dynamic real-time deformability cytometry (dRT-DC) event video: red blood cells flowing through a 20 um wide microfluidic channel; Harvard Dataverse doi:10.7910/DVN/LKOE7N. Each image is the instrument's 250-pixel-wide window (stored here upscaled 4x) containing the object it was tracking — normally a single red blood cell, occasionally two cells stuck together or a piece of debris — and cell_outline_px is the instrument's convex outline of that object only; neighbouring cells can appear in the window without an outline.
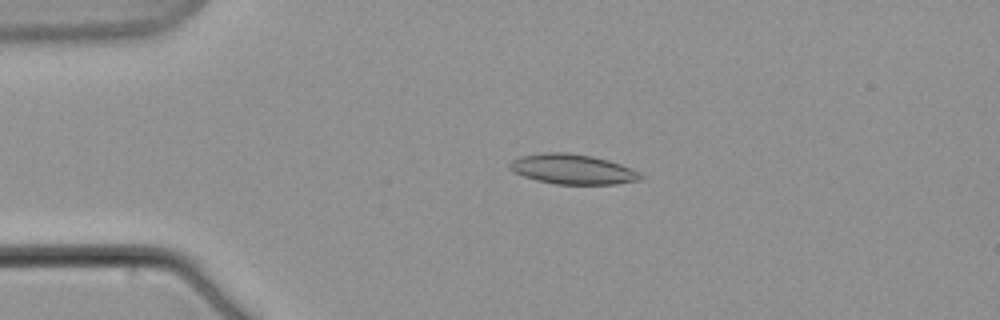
{"species": "common noctule bat (a hibernating species)", "species_latin": "Nyctalus noctula", "temperature_condition": "warm", "stored_images_in_passage": 10, "camera_frame_rate_fps": 3000, "um_per_image_px": 0.085, "animal": {"sex": "male", "body_mass_g": 21.5, "forearm_length_mm": 52.0}, "frame": {"image": 1, "passage_image": 4, "time_ms": 3.667, "image_size_px": [1000, 320], "cell_outline_px": [[644, 176], [640, 180], [616, 184], [556, 184], [536, 180], [524, 176], [508, 168], [508, 164], [512, 160], [520, 156], [544, 152], [568, 152], [592, 156], [608, 160], [632, 168], [640, 172]], "centroid_in_image_um": [48.68, 14.38], "position_along_channel_um": 36.3, "area_um2": 22.95}}
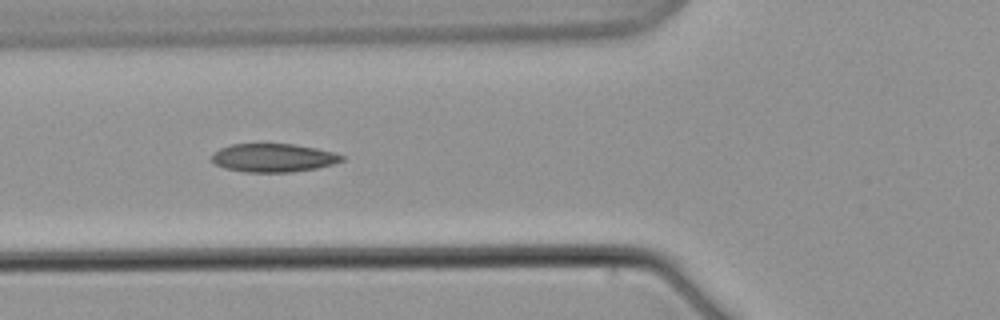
{"frame": {"image": 2, "passage_image": 7, "time_ms": 7.333, "image_size_px": [1000, 320], "cell_outline_px": [[344, 160], [332, 164], [316, 168], [292, 172], [244, 172], [224, 168], [216, 164], [212, 160], [212, 156], [220, 148], [232, 144], [292, 144], [316, 148], [332, 152], [344, 156]], "centroid_in_image_um": [23.23, 13.42], "position_along_channel_um": 102.6, "area_um2": 21.33}}